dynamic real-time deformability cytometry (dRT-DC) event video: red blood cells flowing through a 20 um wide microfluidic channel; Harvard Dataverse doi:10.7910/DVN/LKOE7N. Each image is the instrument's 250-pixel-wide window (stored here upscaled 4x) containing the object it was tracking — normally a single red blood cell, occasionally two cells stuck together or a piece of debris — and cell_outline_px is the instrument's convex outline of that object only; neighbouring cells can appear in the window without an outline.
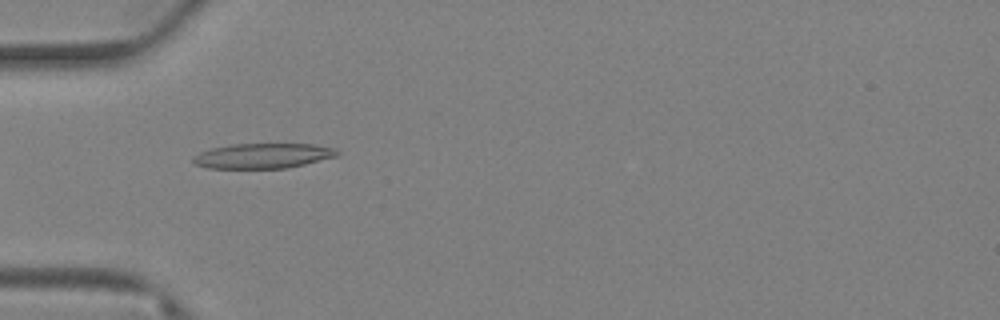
{"species": "Egyptian fruit bat (a non-hibernating species)", "species_latin": "Rousettus aegyptiacus", "temperature_condition": "warm", "stored_images_in_passage": 68, "camera_frame_rate_fps": 3000, "um_per_image_px": 0.085, "animal": {"sex": "female"}, "frame": {"image": 1, "passage_image": 17, "time_ms": 5.333, "image_size_px": [1000, 320], "cell_outline_px": [[340, 156], [288, 168], [208, 168], [196, 164], [192, 160], [192, 156], [200, 152], [212, 148], [232, 144], [312, 144], [336, 148], [340, 152]], "centroid_in_image_um": [22.4, 13.24], "position_along_channel_um": 62.6, "area_um2": 21.15}}
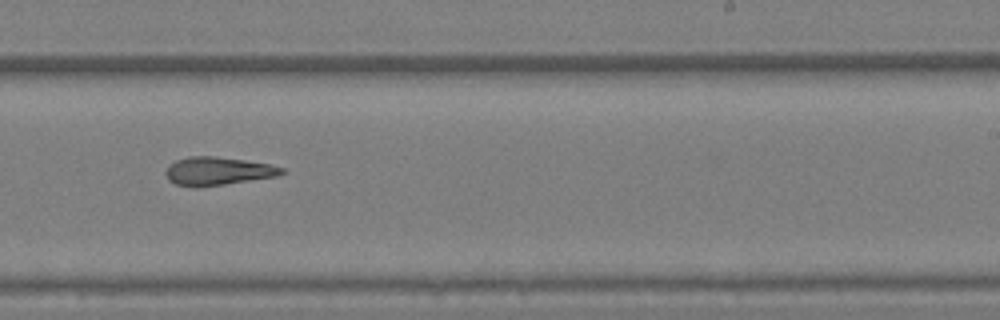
{"frame": {"image": 2, "passage_image": 40, "time_ms": 13.0, "image_size_px": [1000, 320], "cell_outline_px": [[288, 172], [276, 176], [224, 184], [196, 188], [176, 184], [168, 180], [164, 172], [176, 160], [188, 156], [212, 156], [244, 160], [268, 164], [284, 168]], "centroid_in_image_um": [18.5, 14.55], "position_along_channel_um": 270.5, "area_um2": 18.96}}
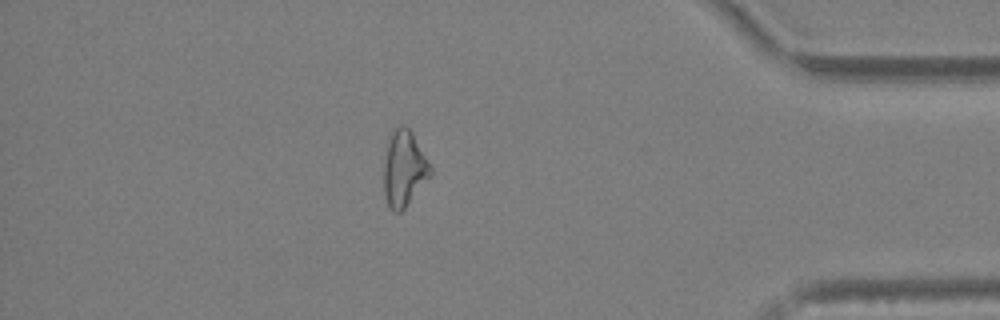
{"frame": {"image": 3, "passage_image": 58, "time_ms": 19.0, "image_size_px": [1000, 320], "cell_outline_px": [[432, 176], [404, 208], [400, 212], [392, 212], [388, 208], [384, 196], [384, 164], [388, 144], [392, 128], [400, 124], [404, 124], [412, 132], [432, 168]], "centroid_in_image_um": [34.34, 14.34], "position_along_channel_um": 400.9, "area_um2": 20.75}}